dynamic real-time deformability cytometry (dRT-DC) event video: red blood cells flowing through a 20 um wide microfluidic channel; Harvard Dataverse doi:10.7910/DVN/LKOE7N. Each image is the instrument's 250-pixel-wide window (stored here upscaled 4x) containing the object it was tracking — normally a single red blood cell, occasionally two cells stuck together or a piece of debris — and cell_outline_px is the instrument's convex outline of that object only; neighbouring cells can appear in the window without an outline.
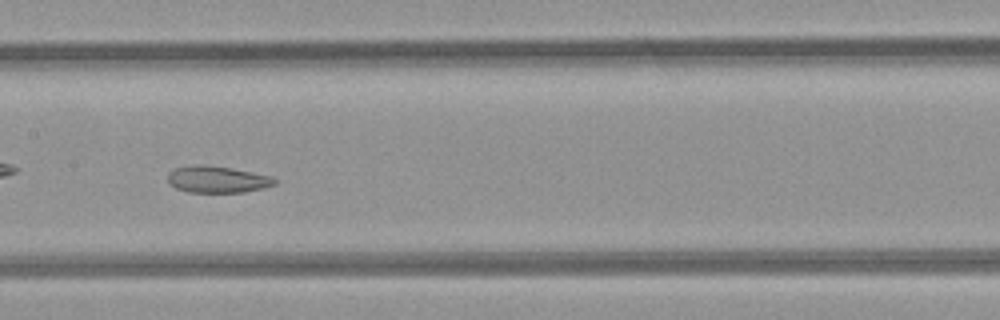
{"species": "common noctule bat (a hibernating species)", "species_latin": "Nyctalus noctula", "temperature_condition": "room temperature", "stored_images_in_passage": 35, "camera_frame_rate_fps": 3000, "um_per_image_px": 0.085, "animal": {"sex": "female", "body_mass_g": 21.9}, "frame": {"image": 1, "passage_image": 11, "time_ms": 3.333, "image_size_px": [1000, 320], "cell_outline_px": [[276, 184], [264, 188], [244, 192], [188, 192], [176, 188], [168, 184], [168, 172], [176, 168], [196, 164], [204, 164], [232, 168], [272, 176], [276, 180]], "centroid_in_image_um": [18.46, 15.24], "position_along_channel_um": 188.9, "area_um2": 16.76}}
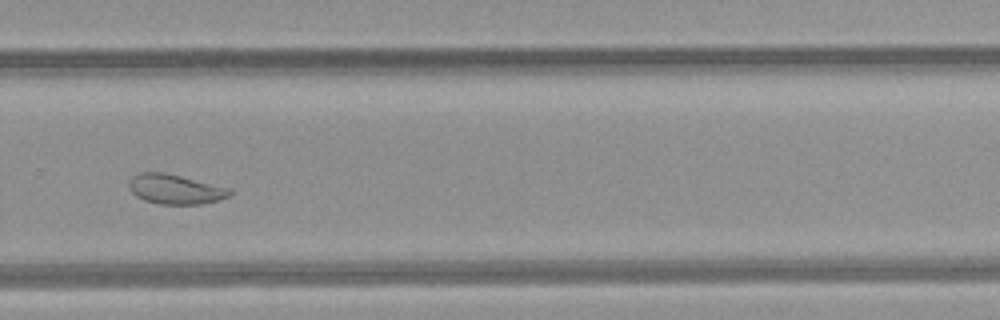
{"frame": {"image": 2, "passage_image": 20, "time_ms": 6.333, "image_size_px": [1000, 320], "cell_outline_px": [[232, 196], [200, 204], [156, 204], [144, 200], [136, 196], [128, 188], [128, 180], [132, 176], [140, 172], [164, 172], [232, 188]], "centroid_in_image_um": [14.88, 16.07], "position_along_channel_um": 314.9, "area_um2": 17.69}, "authors_computed_cell_mechanics": {"area_um2": 18.9584, "velocity_mm_per_s": 4.2158, "shape_relaxation_time_tau1_ms": null, "shape_relaxation_time_tau2_ms": 2.5425, "deformation_change_tau1": null, "deformation_change_tau2": 0.0876}}